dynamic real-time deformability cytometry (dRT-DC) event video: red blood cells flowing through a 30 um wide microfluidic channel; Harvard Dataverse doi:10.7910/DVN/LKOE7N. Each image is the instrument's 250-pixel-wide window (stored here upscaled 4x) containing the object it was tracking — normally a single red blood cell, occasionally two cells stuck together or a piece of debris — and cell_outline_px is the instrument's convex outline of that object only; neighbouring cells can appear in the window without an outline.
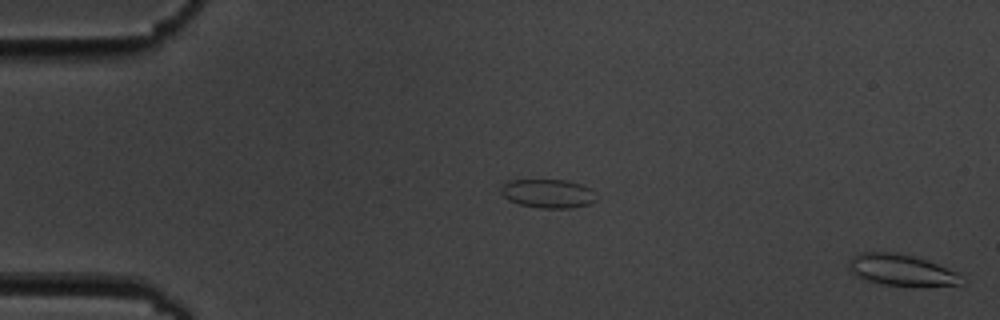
{"species": "common noctule bat (a hibernating species)", "species_latin": "Nyctalus noctula", "temperature_condition": "cold", "stored_images_in_passage": 4, "segment_of_instrument_passage": [2, 2], "camera_frame_rate_fps": 3000, "um_per_image_px": 0.085, "animal": {"sex": "male", "body_mass_g": 19.5, "forearm_length_mm": 54.6}, "frame": {"image": 1, "passage_image": 4, "time_ms": 4.333, "image_size_px": [1000, 320], "cell_outline_px": [[960, 284], [880, 284], [868, 280], [852, 272], [848, 268], [848, 260], [852, 256], [860, 252], [892, 252], [912, 256], [936, 264], [956, 272]], "centroid_in_image_um": [76.46, 22.9], "position_along_channel_um": 8.5, "area_um2": 19.36}}